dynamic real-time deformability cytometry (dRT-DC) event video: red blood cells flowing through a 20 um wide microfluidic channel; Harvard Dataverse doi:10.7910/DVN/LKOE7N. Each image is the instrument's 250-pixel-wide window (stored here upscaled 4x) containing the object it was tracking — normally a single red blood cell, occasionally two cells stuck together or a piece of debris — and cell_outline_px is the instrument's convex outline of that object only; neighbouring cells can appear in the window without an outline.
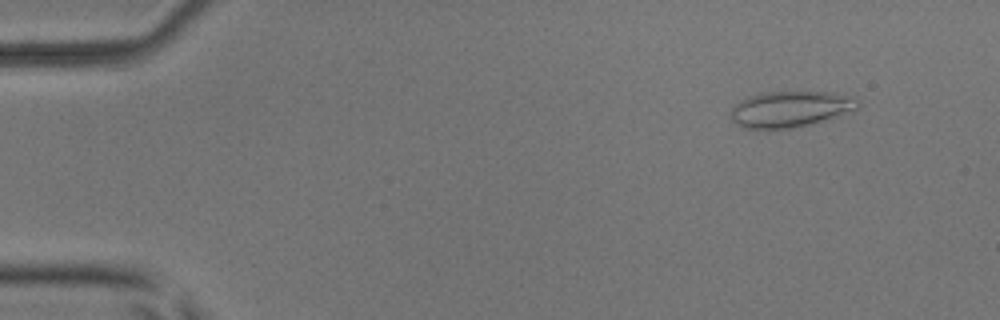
{"species": "common noctule bat (a hibernating species)", "species_latin": "Nyctalus noctula", "temperature_condition": "room temperature", "stored_images_in_passage": 51, "camera_frame_rate_fps": 3000, "um_per_image_px": 0.085, "animal": {"sex": "male", "body_mass_g": 17.9, "forearm_length_mm": 54.2}, "frame": {"image": 1, "passage_image": 5, "time_ms": 1.333, "image_size_px": [1000, 320], "cell_outline_px": [[860, 108], [808, 124], [792, 128], [744, 128], [736, 124], [732, 120], [732, 104], [748, 96], [760, 92], [832, 92], [856, 96], [860, 100]], "centroid_in_image_um": [67.18, 9.24], "position_along_channel_um": 17.8, "area_um2": 26.65}}
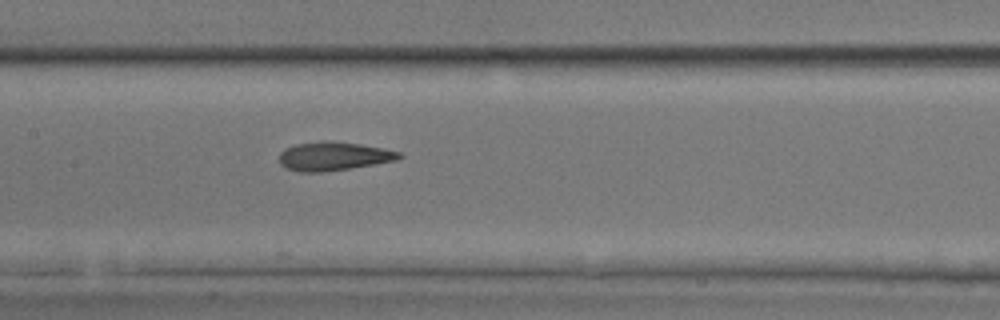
{"frame": {"image": 2, "passage_image": 25, "time_ms": 8.0, "image_size_px": [1000, 320], "cell_outline_px": [[404, 156], [396, 160], [376, 164], [324, 172], [300, 172], [284, 168], [280, 164], [280, 152], [284, 148], [296, 144], [324, 140], [360, 144], [384, 148], [400, 152]], "centroid_in_image_um": [28.34, 13.28], "position_along_channel_um": 179.1, "area_um2": 20.17}}
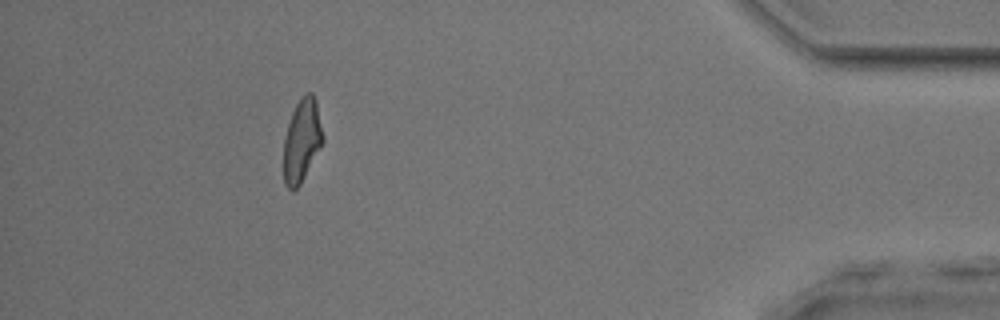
{"frame": {"image": 3, "passage_image": 46, "time_ms": 15.0, "image_size_px": [1000, 320], "cell_outline_px": [[324, 140], [300, 184], [292, 192], [284, 184], [284, 136], [292, 112], [296, 104], [304, 92], [312, 92], [316, 100], [324, 136]], "centroid_in_image_um": [25.66, 11.91], "position_along_channel_um": 409.5, "area_um2": 18.96}, "authors_computed_cell_mechanics": {"area_um2": 20.1144, "velocity_mm_per_s": 4.0513, "shape_relaxation_time_tau1_ms": 5.6833, "shape_relaxation_time_tau2_ms": 2.0618, "deformation_change_tau1": 0.2056, "deformation_change_tau2": 0.119}}